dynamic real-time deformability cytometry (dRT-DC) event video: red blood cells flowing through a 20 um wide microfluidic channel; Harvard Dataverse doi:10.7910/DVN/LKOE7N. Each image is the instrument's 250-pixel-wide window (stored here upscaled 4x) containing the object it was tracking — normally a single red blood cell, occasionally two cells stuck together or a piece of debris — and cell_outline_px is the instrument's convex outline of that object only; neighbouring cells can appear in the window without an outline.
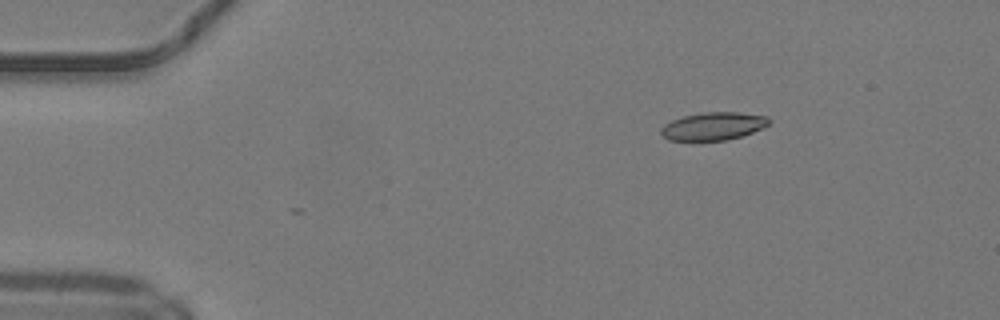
{"species": "common noctule bat (a hibernating species)", "species_latin": "Nyctalus noctula", "temperature_condition": "warm", "stored_images_in_passage": 43, "camera_frame_rate_fps": 3000, "um_per_image_px": 0.085, "animal": {"sex": "male", "body_mass_g": 19.2, "forearm_length_mm": 51.8}, "frame": {"image": 1, "passage_image": 1, "time_ms": 0.0, "image_size_px": [1000, 320], "cell_outline_px": [[772, 120], [764, 128], [728, 140], [668, 140], [660, 132], [660, 128], [664, 124], [672, 120], [684, 116], [704, 112], [740, 112], [768, 116]], "centroid_in_image_um": [60.66, 10.71], "position_along_channel_um": 24.3, "area_um2": 17.57}}
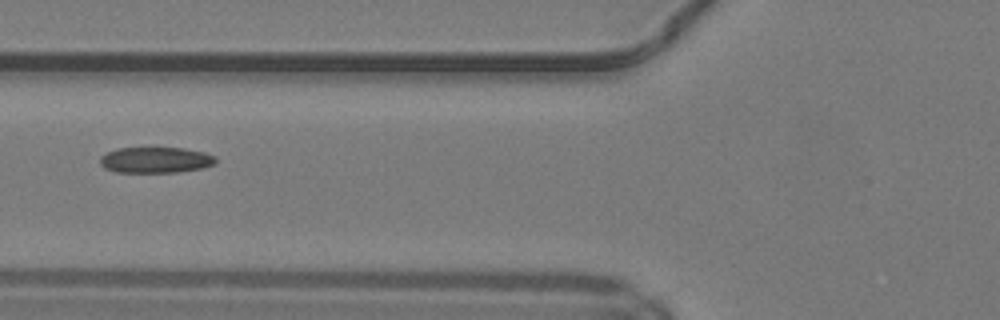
{"frame": {"image": 2, "passage_image": 13, "time_ms": 4.0, "image_size_px": [1000, 320], "cell_outline_px": [[216, 164], [204, 168], [176, 172], [116, 172], [104, 168], [100, 164], [100, 156], [116, 148], [184, 148], [204, 152], [216, 156]], "centroid_in_image_um": [13.25, 13.6], "position_along_channel_um": 112.6, "area_um2": 17.57}}
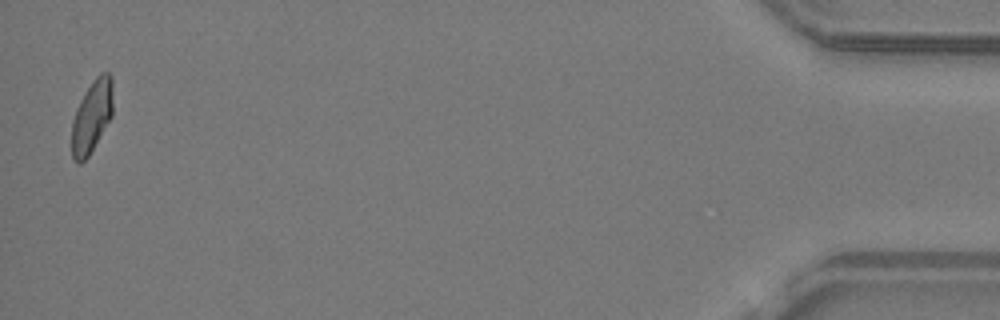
{"frame": {"image": 3, "passage_image": 42, "time_ms": 13.667, "image_size_px": [1000, 320], "cell_outline_px": [[112, 116], [88, 156], [80, 164], [76, 164], [72, 160], [72, 120], [76, 108], [84, 92], [92, 80], [100, 72], [108, 72], [112, 76]], "centroid_in_image_um": [7.79, 9.88], "position_along_channel_um": 427.4, "area_um2": 17.51}, "authors_computed_cell_mechanics": {"area_um2": 17.7446, "velocity_mm_per_s": 4.2147, "shape_relaxation_time_tau1_ms": 7.3064, "shape_relaxation_time_tau2_ms": 2.0281, "deformation_change_tau1": 0.1656, "deformation_change_tau2": 0.0643}}